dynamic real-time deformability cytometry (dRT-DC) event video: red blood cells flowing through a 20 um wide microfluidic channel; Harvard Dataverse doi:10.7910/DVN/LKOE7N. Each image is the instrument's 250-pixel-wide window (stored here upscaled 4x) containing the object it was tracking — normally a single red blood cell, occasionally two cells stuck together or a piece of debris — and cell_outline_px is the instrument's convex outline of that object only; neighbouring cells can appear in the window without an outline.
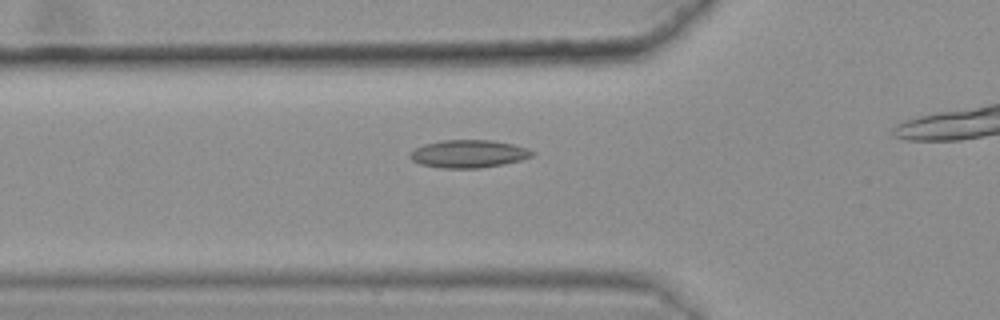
{"species": "common noctule bat (a hibernating species)", "species_latin": "Nyctalus noctula", "temperature_condition": "warm", "stored_images_in_passage": 10, "camera_frame_rate_fps": 3000, "um_per_image_px": 0.085, "animal": {"sex": "female", "body_mass_g": 25.1}, "frame": {"image": 1, "passage_image": 2, "time_ms": 0.333, "image_size_px": [1000, 320], "cell_outline_px": [[536, 152], [532, 156], [520, 160], [504, 164], [480, 168], [440, 168], [420, 164], [412, 160], [408, 156], [416, 148], [424, 144], [440, 140], [492, 140], [512, 144], [528, 148]], "centroid_in_image_um": [39.83, 13.07], "position_along_channel_um": 86.0, "area_um2": 19.83}}
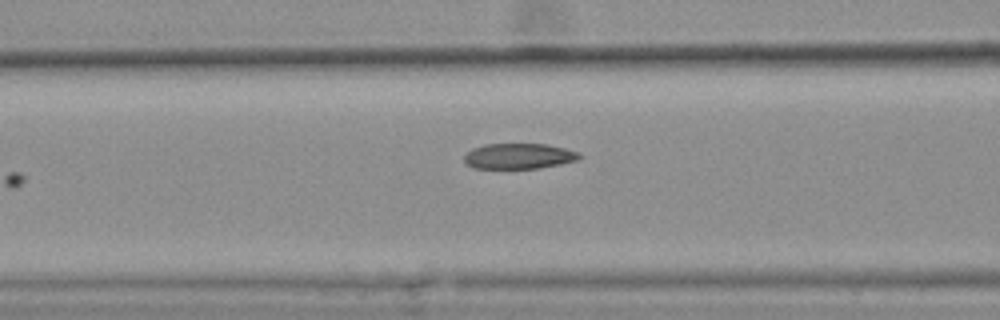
{"frame": {"image": 2, "passage_image": 5, "time_ms": 1.333, "image_size_px": [1000, 320], "cell_outline_px": [[584, 156], [580, 160], [540, 168], [472, 168], [464, 160], [464, 156], [472, 148], [484, 144], [544, 144], [564, 148], [580, 152]], "centroid_in_image_um": [44.15, 13.27], "position_along_channel_um": 122.4, "area_um2": 17.22}}